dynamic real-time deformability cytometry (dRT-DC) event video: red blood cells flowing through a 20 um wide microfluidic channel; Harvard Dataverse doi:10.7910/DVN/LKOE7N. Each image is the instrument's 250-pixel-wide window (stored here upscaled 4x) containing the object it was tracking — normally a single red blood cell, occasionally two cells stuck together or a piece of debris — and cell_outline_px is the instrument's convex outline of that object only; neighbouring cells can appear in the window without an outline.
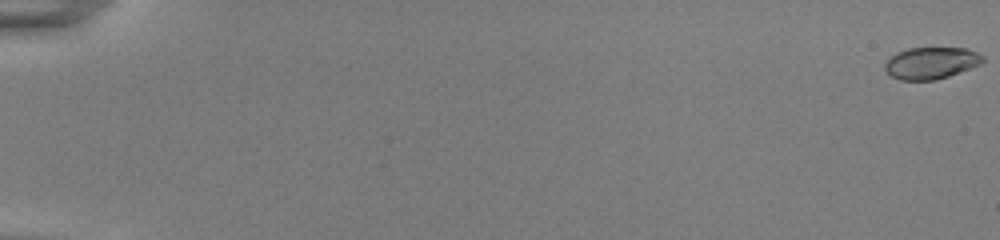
{"species": "common noctule bat (a hibernating species)", "species_latin": "Nyctalus noctula", "temperature_condition": "room temperature", "stored_images_in_passage": 55, "camera_frame_rate_fps": 3000, "um_per_image_px": 0.085, "animal": {"sex": "female", "body_mass_g": 22.0, "forearm_length_mm": 56.7}, "frame": {"image": 1, "passage_image": 1, "time_ms": 0.0, "image_size_px": [1000, 240], "cell_outline_px": [[984, 60], [980, 64], [948, 76], [936, 80], [900, 80], [892, 76], [884, 68], [884, 64], [896, 52], [908, 48], [968, 48], [984, 56]], "centroid_in_image_um": [79.14, 5.35], "position_along_channel_um": 5.9, "area_um2": 18.03}}
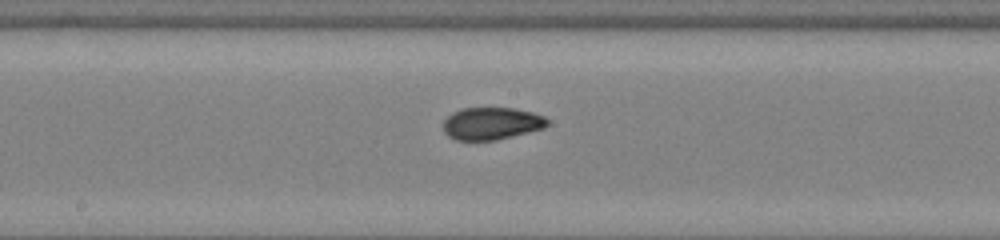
{"frame": {"image": 2, "passage_image": 32, "time_ms": 10.333, "image_size_px": [1000, 240], "cell_outline_px": [[548, 124], [544, 128], [496, 140], [456, 140], [448, 136], [444, 132], [444, 120], [452, 112], [464, 108], [512, 108], [532, 112], [544, 116], [548, 120]], "centroid_in_image_um": [41.77, 10.49], "position_along_channel_um": 206.4, "area_um2": 19.54}}
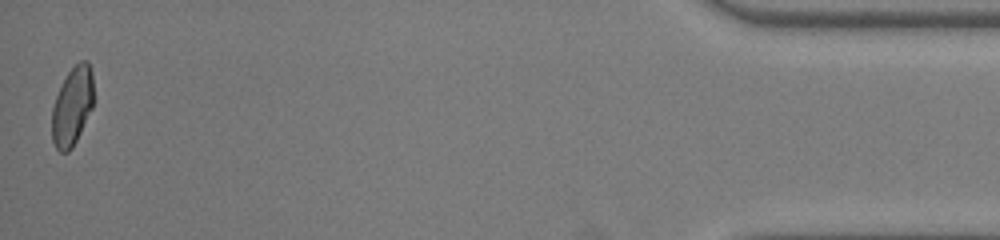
{"frame": {"image": 3, "passage_image": 55, "time_ms": 18.0, "image_size_px": [1000, 240], "cell_outline_px": [[92, 108], [72, 148], [68, 152], [60, 152], [56, 148], [52, 140], [52, 108], [56, 96], [68, 72], [80, 60], [88, 60], [92, 72]], "centroid_in_image_um": [6.13, 9.03], "position_along_channel_um": 429.1, "area_um2": 18.79}, "authors_computed_cell_mechanics": {"area_um2": 19.5364, "velocity_mm_per_s": 3.8748, "shape_relaxation_time_tau1_ms": 9.3695, "shape_relaxation_time_tau2_ms": 1.3303, "deformation_change_tau1": 0.2473, "deformation_change_tau2": 0.0361}}